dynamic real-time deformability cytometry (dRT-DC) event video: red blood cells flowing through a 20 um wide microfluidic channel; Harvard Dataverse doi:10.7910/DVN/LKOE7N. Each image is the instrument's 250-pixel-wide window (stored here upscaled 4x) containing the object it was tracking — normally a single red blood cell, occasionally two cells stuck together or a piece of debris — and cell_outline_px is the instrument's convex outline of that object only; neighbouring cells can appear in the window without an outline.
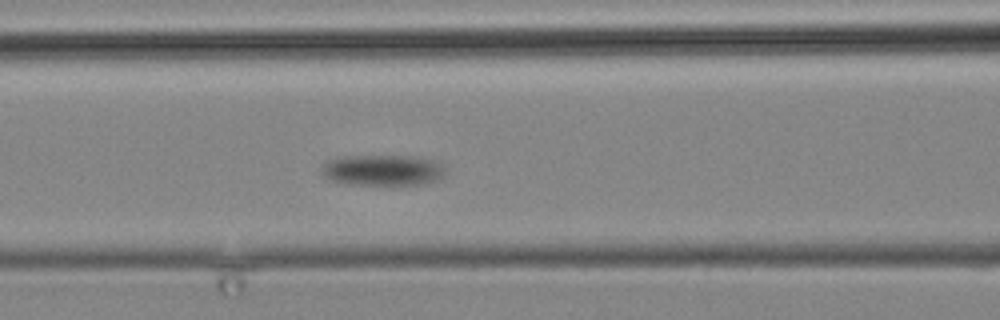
{"species": "common noctule bat (a hibernating species)", "species_latin": "Nyctalus noctula", "temperature_condition": "cold", "stored_images_in_passage": 7, "camera_frame_rate_fps": 3000, "um_per_image_px": 0.085, "animal": {"sex": "male", "body_mass_g": 19.2, "forearm_length_mm": 51.8}, "frame": {"image": 1, "passage_image": 7, "time_ms": 8.0, "image_size_px": [1000, 320], "cell_outline_px": [[444, 172], [440, 176], [424, 184], [348, 184], [332, 180], [324, 176], [320, 172], [320, 168], [328, 160], [340, 156], [412, 156], [432, 160], [440, 164], [444, 168]], "centroid_in_image_um": [32.44, 14.45], "position_along_channel_um": 134.2, "area_um2": 21.91}}